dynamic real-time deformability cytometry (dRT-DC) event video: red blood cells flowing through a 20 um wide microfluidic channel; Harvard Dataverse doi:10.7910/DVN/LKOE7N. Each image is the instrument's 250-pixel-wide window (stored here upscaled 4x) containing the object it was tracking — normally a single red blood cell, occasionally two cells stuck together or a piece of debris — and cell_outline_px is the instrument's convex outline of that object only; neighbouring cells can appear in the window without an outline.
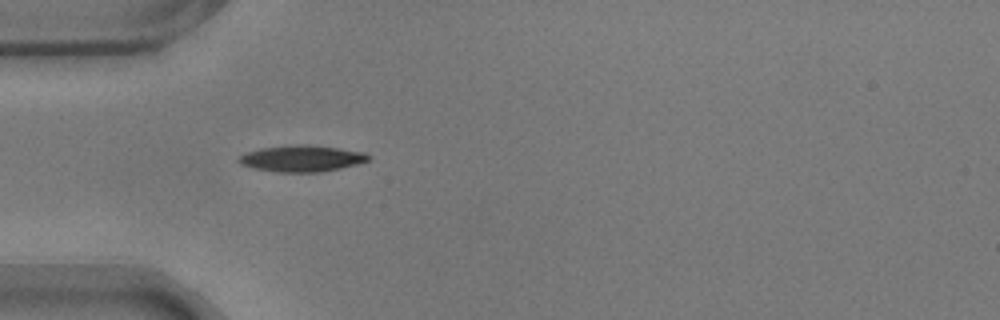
{"species": "common noctule bat (a hibernating species)", "species_latin": "Nyctalus noctula", "temperature_condition": "warm", "stored_images_in_passage": 38, "camera_frame_rate_fps": 3000, "um_per_image_px": 0.085, "animal": {"sex": "male", "body_mass_g": 17.9}, "frame": {"image": 1, "passage_image": 1, "time_ms": 0.0, "image_size_px": [1000, 320], "cell_outline_px": [[372, 156], [368, 160], [356, 164], [340, 168], [320, 172], [276, 172], [252, 168], [240, 164], [236, 160], [240, 156], [248, 152], [260, 148], [296, 144], [304, 144], [336, 148], [364, 152]], "centroid_in_image_um": [25.62, 13.47], "position_along_channel_um": 59.4, "area_um2": 19.83}}
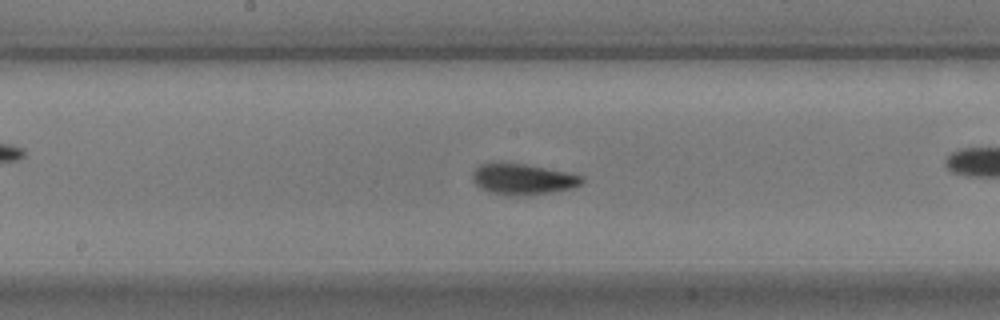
{"frame": {"image": 2, "passage_image": 10, "time_ms": 3.0, "image_size_px": [1000, 320], "cell_outline_px": [[584, 180], [580, 184], [572, 188], [552, 192], [520, 196], [508, 196], [488, 192], [480, 188], [472, 180], [472, 172], [480, 164], [492, 160], [496, 160], [524, 164], [568, 172], [584, 176]], "centroid_in_image_um": [44.37, 15.2], "position_along_channel_um": 203.8, "area_um2": 20.29}}
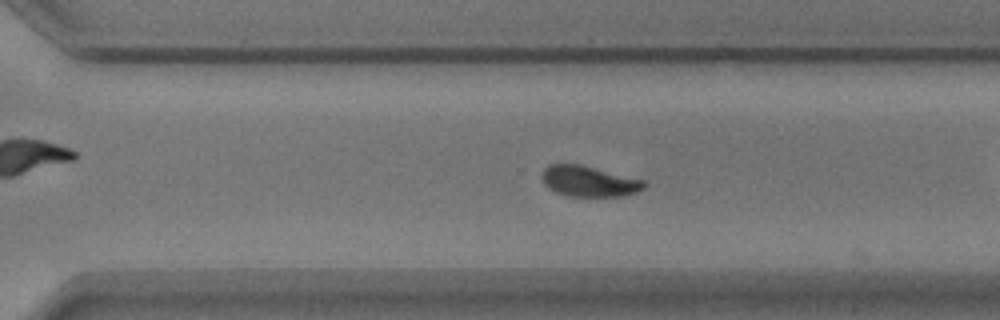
{"frame": {"image": 3, "passage_image": 20, "time_ms": 6.333, "image_size_px": [1000, 320], "cell_outline_px": [[648, 184], [644, 188], [636, 192], [620, 196], [568, 196], [556, 192], [548, 188], [544, 184], [540, 176], [544, 168], [548, 164], [580, 164], [644, 180]], "centroid_in_image_um": [50.03, 15.4], "position_along_channel_um": 320.6, "area_um2": 18.32}}